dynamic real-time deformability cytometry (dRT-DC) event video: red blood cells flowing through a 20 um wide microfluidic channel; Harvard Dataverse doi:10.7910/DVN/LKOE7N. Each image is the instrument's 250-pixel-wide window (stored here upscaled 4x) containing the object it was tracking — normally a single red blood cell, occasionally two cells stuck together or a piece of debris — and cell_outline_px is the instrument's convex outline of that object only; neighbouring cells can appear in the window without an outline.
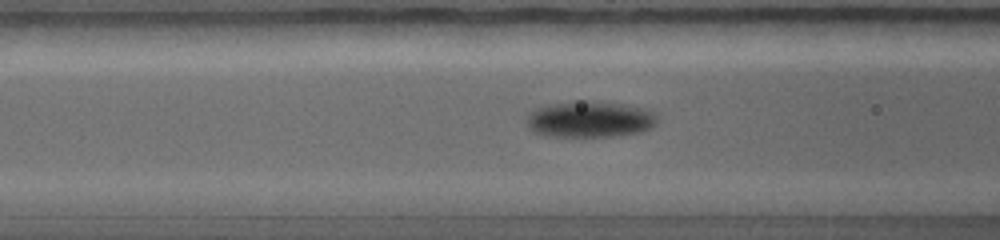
{"species": "common noctule bat (a hibernating species)", "species_latin": "Nyctalus noctula", "temperature_condition": "warm", "stored_images_in_passage": 39, "camera_frame_rate_fps": 5000, "um_per_image_px": 0.085, "animal": {"sex": "female", "body_mass_g": 19.0, "forearm_length_mm": 56.7}, "frame": {"image": 1, "passage_image": 10, "time_ms": 2.4, "image_size_px": [1000, 240], "cell_outline_px": [[656, 124], [652, 128], [640, 132], [616, 136], [544, 136], [532, 132], [528, 128], [528, 112], [536, 108], [576, 100], [584, 100], [620, 104], [644, 108], [652, 112], [656, 116]], "centroid_in_image_um": [50.12, 10.15], "position_along_channel_um": 116.5, "area_um2": 27.51}}
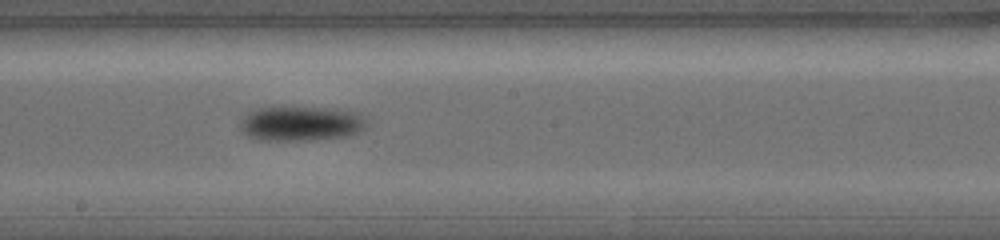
{"frame": {"image": 2, "passage_image": 16, "time_ms": 4.2, "image_size_px": [1000, 240], "cell_outline_px": [[368, 124], [364, 128], [348, 136], [312, 140], [256, 140], [248, 136], [240, 128], [240, 124], [252, 112], [260, 108], [328, 108], [352, 112], [360, 116]], "centroid_in_image_um": [25.59, 10.53], "position_along_channel_um": 222.6, "area_um2": 24.8}}
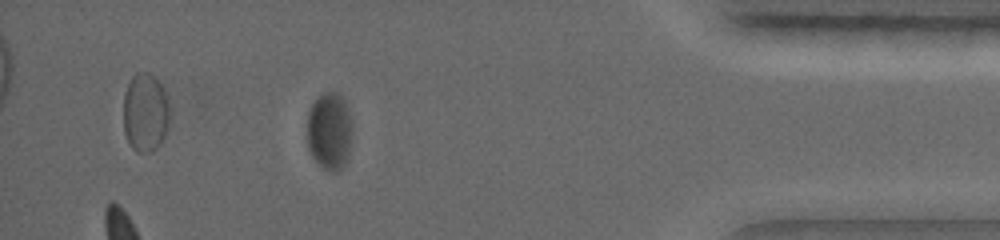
{"frame": {"image": 3, "passage_image": 30, "time_ms": 8.0, "image_size_px": [1000, 240], "cell_outline_px": [[352, 132], [348, 156], [344, 164], [336, 172], [332, 172], [324, 168], [312, 156], [308, 148], [308, 112], [312, 104], [324, 92], [340, 92], [348, 108], [352, 124]], "centroid_in_image_um": [28.03, 11.12], "position_along_channel_um": 407.2, "area_um2": 20.35}}